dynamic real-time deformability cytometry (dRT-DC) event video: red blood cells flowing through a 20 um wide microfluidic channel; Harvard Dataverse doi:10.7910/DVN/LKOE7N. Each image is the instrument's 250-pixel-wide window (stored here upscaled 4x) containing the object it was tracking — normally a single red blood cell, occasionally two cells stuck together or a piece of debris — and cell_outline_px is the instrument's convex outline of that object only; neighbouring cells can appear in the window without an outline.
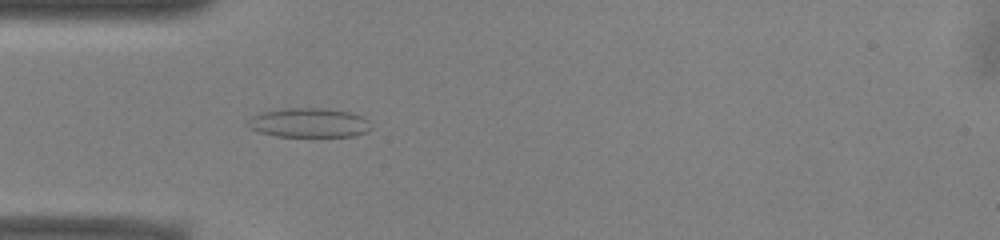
{"species": "common noctule bat (a hibernating species)", "species_latin": "Nyctalus noctula", "temperature_condition": "warm", "stored_images_in_passage": 50, "camera_frame_rate_fps": 3000, "um_per_image_px": 0.085, "animal": {"sex": "male", "body_mass_g": 13.0, "forearm_length_mm": 53.1}, "frame": {"image": 1, "passage_image": 14, "time_ms": 4.333, "image_size_px": [1000, 240], "cell_outline_px": [[372, 128], [368, 132], [356, 136], [276, 136], [260, 132], [244, 124], [252, 116], [260, 112], [284, 108], [324, 108], [352, 112], [368, 120]], "centroid_in_image_um": [26.28, 10.43], "position_along_channel_um": 58.7, "area_um2": 21.21}}
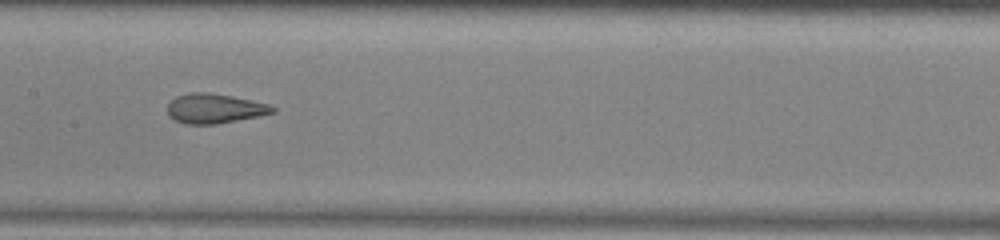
{"frame": {"image": 2, "passage_image": 24, "time_ms": 7.667, "image_size_px": [1000, 240], "cell_outline_px": [[276, 112], [260, 116], [216, 124], [188, 124], [176, 120], [168, 116], [168, 104], [176, 96], [188, 92], [208, 92], [232, 96], [252, 100], [268, 104], [276, 108]], "centroid_in_image_um": [18.25, 9.21], "position_along_channel_um": 189.1, "area_um2": 18.21}}
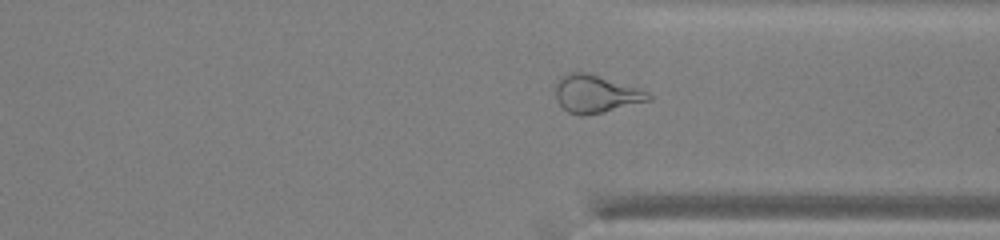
{"frame": {"image": 3, "passage_image": 37, "time_ms": 12.0, "image_size_px": [1000, 240], "cell_outline_px": [[652, 100], [604, 112], [584, 116], [580, 116], [568, 112], [556, 100], [552, 88], [560, 76], [564, 72], [588, 72], [640, 88], [648, 92], [652, 96]], "centroid_in_image_um": [50.6, 7.96], "position_along_channel_um": 360.8, "area_um2": 21.04}, "authors_computed_cell_mechanics": {"area_um2": 21.4438, "velocity_mm_per_s": 3.9655, "shape_relaxation_time_tau1_ms": null, "shape_relaxation_time_tau2_ms": 1.684, "deformation_change_tau1": null, "deformation_change_tau2": 0.0986}}